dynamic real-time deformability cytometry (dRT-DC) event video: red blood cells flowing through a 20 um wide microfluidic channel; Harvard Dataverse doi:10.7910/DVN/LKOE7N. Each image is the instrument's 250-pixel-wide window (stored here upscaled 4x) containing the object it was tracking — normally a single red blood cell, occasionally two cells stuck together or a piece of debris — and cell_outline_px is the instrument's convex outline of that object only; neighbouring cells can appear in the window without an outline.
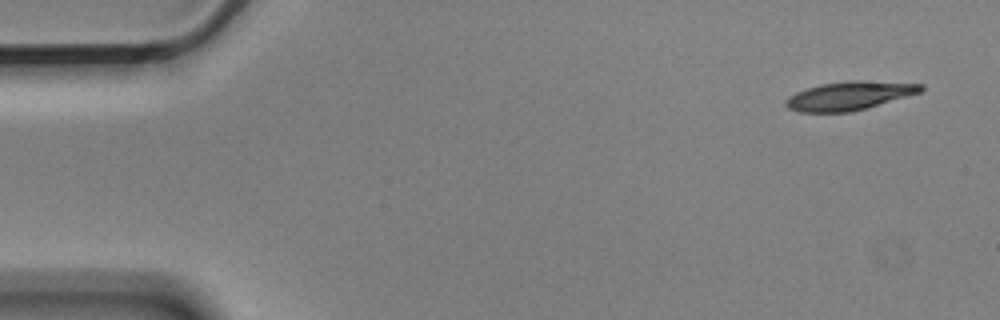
{"species": "Egyptian fruit bat (a non-hibernating species)", "species_latin": "Rousettus aegyptiacus", "temperature_condition": "cold", "stored_images_in_passage": 4, "camera_frame_rate_fps": 3000, "um_per_image_px": 0.085, "animal": {"sex": "male"}, "frame": {"image": 1, "passage_image": 1, "time_ms": 0.0, "image_size_px": [1000, 320], "cell_outline_px": [[924, 88], [920, 92], [864, 108], [848, 112], [800, 112], [788, 108], [784, 104], [796, 92], [820, 84], [852, 80], [860, 80], [924, 84]], "centroid_in_image_um": [72.19, 8.13], "position_along_channel_um": 12.8, "area_um2": 21.96}}
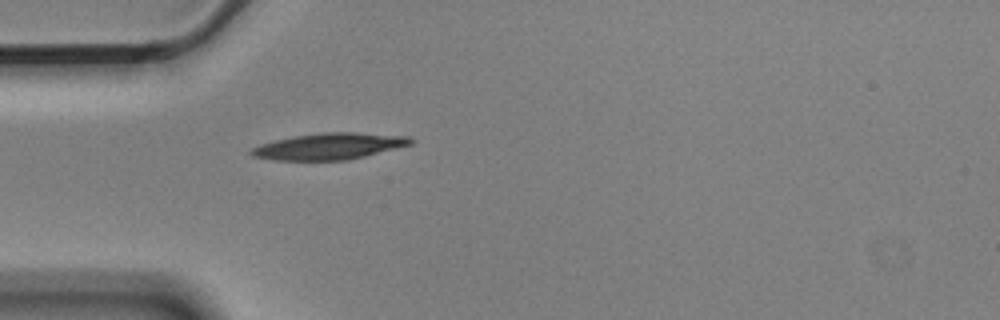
{"frame": {"image": 2, "passage_image": 4, "time_ms": 1.0, "image_size_px": [1000, 320], "cell_outline_px": [[416, 140], [412, 144], [348, 160], [272, 160], [252, 156], [248, 152], [252, 148], [260, 144], [292, 136], [324, 132], [356, 132], [412, 136]], "centroid_in_image_um": [28.01, 12.42], "position_along_channel_um": 57.0, "area_um2": 24.68}}